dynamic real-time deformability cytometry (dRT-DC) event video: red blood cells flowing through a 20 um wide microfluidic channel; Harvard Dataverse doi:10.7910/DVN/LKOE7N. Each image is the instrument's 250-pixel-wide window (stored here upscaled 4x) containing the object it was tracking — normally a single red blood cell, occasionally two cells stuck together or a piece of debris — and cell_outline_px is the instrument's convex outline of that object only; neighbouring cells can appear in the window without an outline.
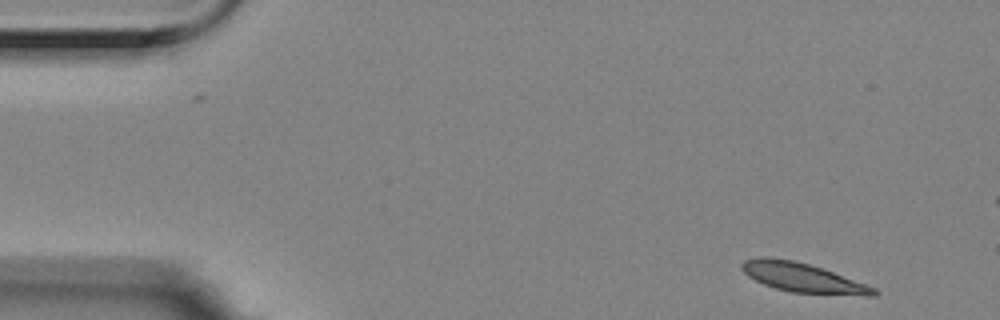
{"species": "Egyptian fruit bat (a non-hibernating species)", "species_latin": "Rousettus aegyptiacus", "temperature_condition": "room temperature", "stored_images_in_passage": 4, "camera_frame_rate_fps": 3000, "um_per_image_px": 0.085, "animal": {"sex": "female"}, "frame": {"image": 1, "passage_image": 1, "time_ms": 0.0, "image_size_px": [1000, 320], "cell_outline_px": [[880, 292], [876, 296], [864, 296], [792, 292], [776, 288], [764, 284], [748, 276], [740, 268], [740, 264], [744, 260], [760, 256], [764, 256], [792, 260], [808, 264], [832, 272], [876, 288]], "centroid_in_image_um": [68.22, 23.6], "position_along_channel_um": 16.8, "area_um2": 22.37}}